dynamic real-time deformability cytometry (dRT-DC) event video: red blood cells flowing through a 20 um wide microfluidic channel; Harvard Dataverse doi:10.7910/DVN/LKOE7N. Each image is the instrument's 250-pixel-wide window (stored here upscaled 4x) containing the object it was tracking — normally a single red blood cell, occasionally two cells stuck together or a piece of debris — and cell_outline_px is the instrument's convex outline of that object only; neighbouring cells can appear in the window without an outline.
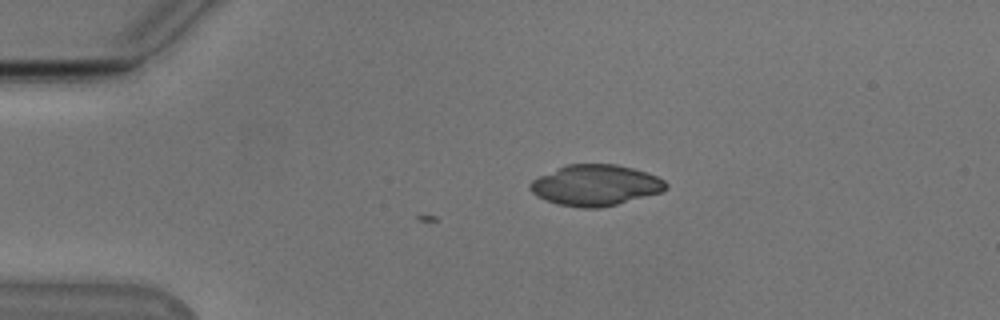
{"species": "Egyptian fruit bat (a non-hibernating species)", "species_latin": "Rousettus aegyptiacus", "temperature_condition": "cold", "stored_images_in_passage": 16, "camera_frame_rate_fps": 3000, "um_per_image_px": 0.085, "animal": {"sex": "male"}, "frame": {"image": 1, "passage_image": 16, "time_ms": 5.0, "image_size_px": [1000, 320], "cell_outline_px": [[668, 188], [660, 192], [616, 204], [600, 208], [580, 208], [560, 204], [536, 196], [528, 188], [528, 184], [532, 180], [540, 176], [568, 164], [616, 164], [632, 168], [656, 176], [664, 180], [668, 184]], "centroid_in_image_um": [50.61, 15.74], "position_along_channel_um": 34.4, "area_um2": 31.96}}